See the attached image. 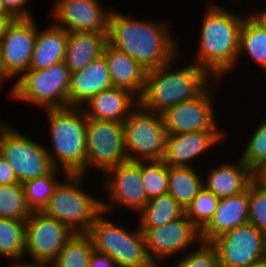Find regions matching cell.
<instances>
[{"label": "cell", "instance_id": "obj_1", "mask_svg": "<svg viewBox=\"0 0 266 267\" xmlns=\"http://www.w3.org/2000/svg\"><path fill=\"white\" fill-rule=\"evenodd\" d=\"M135 20L110 12L107 43L135 59L146 71L172 63L177 58L176 40L168 25Z\"/></svg>", "mask_w": 266, "mask_h": 267}, {"label": "cell", "instance_id": "obj_2", "mask_svg": "<svg viewBox=\"0 0 266 267\" xmlns=\"http://www.w3.org/2000/svg\"><path fill=\"white\" fill-rule=\"evenodd\" d=\"M201 28L197 65L219 80L230 71L239 56L240 29L245 17L208 4Z\"/></svg>", "mask_w": 266, "mask_h": 267}, {"label": "cell", "instance_id": "obj_3", "mask_svg": "<svg viewBox=\"0 0 266 267\" xmlns=\"http://www.w3.org/2000/svg\"><path fill=\"white\" fill-rule=\"evenodd\" d=\"M147 71L138 104L145 110L162 114L168 108L199 96L211 76L196 63L170 71L172 64ZM169 69V70H168Z\"/></svg>", "mask_w": 266, "mask_h": 267}, {"label": "cell", "instance_id": "obj_4", "mask_svg": "<svg viewBox=\"0 0 266 267\" xmlns=\"http://www.w3.org/2000/svg\"><path fill=\"white\" fill-rule=\"evenodd\" d=\"M47 117L50 123L53 153L45 148L52 166L56 169H60L61 166V171L66 174L84 175L87 116L83 107L47 109Z\"/></svg>", "mask_w": 266, "mask_h": 267}, {"label": "cell", "instance_id": "obj_5", "mask_svg": "<svg viewBox=\"0 0 266 267\" xmlns=\"http://www.w3.org/2000/svg\"><path fill=\"white\" fill-rule=\"evenodd\" d=\"M65 183L59 182L43 212L67 225L75 233H87L97 216L114 206L81 190L83 174H65Z\"/></svg>", "mask_w": 266, "mask_h": 267}, {"label": "cell", "instance_id": "obj_6", "mask_svg": "<svg viewBox=\"0 0 266 267\" xmlns=\"http://www.w3.org/2000/svg\"><path fill=\"white\" fill-rule=\"evenodd\" d=\"M103 213L86 233L94 251L110 257L119 267H157L148 257L143 232L139 228L129 232L109 222Z\"/></svg>", "mask_w": 266, "mask_h": 267}, {"label": "cell", "instance_id": "obj_7", "mask_svg": "<svg viewBox=\"0 0 266 267\" xmlns=\"http://www.w3.org/2000/svg\"><path fill=\"white\" fill-rule=\"evenodd\" d=\"M70 79L64 61L44 70H27L13 85L11 96L45 110L69 107Z\"/></svg>", "mask_w": 266, "mask_h": 267}, {"label": "cell", "instance_id": "obj_8", "mask_svg": "<svg viewBox=\"0 0 266 267\" xmlns=\"http://www.w3.org/2000/svg\"><path fill=\"white\" fill-rule=\"evenodd\" d=\"M123 129L128 160L163 159L167 132L162 114L145 110L138 104L123 122Z\"/></svg>", "mask_w": 266, "mask_h": 267}, {"label": "cell", "instance_id": "obj_9", "mask_svg": "<svg viewBox=\"0 0 266 267\" xmlns=\"http://www.w3.org/2000/svg\"><path fill=\"white\" fill-rule=\"evenodd\" d=\"M0 154L10 164L19 183L47 174L52 168L47 150L0 121Z\"/></svg>", "mask_w": 266, "mask_h": 267}, {"label": "cell", "instance_id": "obj_10", "mask_svg": "<svg viewBox=\"0 0 266 267\" xmlns=\"http://www.w3.org/2000/svg\"><path fill=\"white\" fill-rule=\"evenodd\" d=\"M127 160L123 123L87 118L86 171L106 172Z\"/></svg>", "mask_w": 266, "mask_h": 267}, {"label": "cell", "instance_id": "obj_11", "mask_svg": "<svg viewBox=\"0 0 266 267\" xmlns=\"http://www.w3.org/2000/svg\"><path fill=\"white\" fill-rule=\"evenodd\" d=\"M74 234L67 225L43 211L31 212L25 223L24 254L34 262L52 263Z\"/></svg>", "mask_w": 266, "mask_h": 267}, {"label": "cell", "instance_id": "obj_12", "mask_svg": "<svg viewBox=\"0 0 266 267\" xmlns=\"http://www.w3.org/2000/svg\"><path fill=\"white\" fill-rule=\"evenodd\" d=\"M211 243L217 250L219 267H247L264 259L265 235L249 222L222 233Z\"/></svg>", "mask_w": 266, "mask_h": 267}, {"label": "cell", "instance_id": "obj_13", "mask_svg": "<svg viewBox=\"0 0 266 267\" xmlns=\"http://www.w3.org/2000/svg\"><path fill=\"white\" fill-rule=\"evenodd\" d=\"M139 229L144 235L148 257L157 267L160 266L156 260H165L170 255L187 249L196 240L201 242L200 230L186 215L160 227Z\"/></svg>", "mask_w": 266, "mask_h": 267}, {"label": "cell", "instance_id": "obj_14", "mask_svg": "<svg viewBox=\"0 0 266 267\" xmlns=\"http://www.w3.org/2000/svg\"><path fill=\"white\" fill-rule=\"evenodd\" d=\"M37 37L32 18L14 19L0 36V57L11 78L29 70Z\"/></svg>", "mask_w": 266, "mask_h": 267}, {"label": "cell", "instance_id": "obj_15", "mask_svg": "<svg viewBox=\"0 0 266 267\" xmlns=\"http://www.w3.org/2000/svg\"><path fill=\"white\" fill-rule=\"evenodd\" d=\"M207 88L196 98L181 102L162 113L167 134L218 131L212 99Z\"/></svg>", "mask_w": 266, "mask_h": 267}, {"label": "cell", "instance_id": "obj_16", "mask_svg": "<svg viewBox=\"0 0 266 267\" xmlns=\"http://www.w3.org/2000/svg\"><path fill=\"white\" fill-rule=\"evenodd\" d=\"M56 1L52 15L55 16L56 21L62 22L61 25L55 23L58 27L67 32L108 33L110 11L107 13L98 0Z\"/></svg>", "mask_w": 266, "mask_h": 267}, {"label": "cell", "instance_id": "obj_17", "mask_svg": "<svg viewBox=\"0 0 266 267\" xmlns=\"http://www.w3.org/2000/svg\"><path fill=\"white\" fill-rule=\"evenodd\" d=\"M106 190L113 202H119L137 213L148 201L141 176V160H127L105 172ZM111 177V178H110Z\"/></svg>", "mask_w": 266, "mask_h": 267}, {"label": "cell", "instance_id": "obj_18", "mask_svg": "<svg viewBox=\"0 0 266 267\" xmlns=\"http://www.w3.org/2000/svg\"><path fill=\"white\" fill-rule=\"evenodd\" d=\"M219 131H197L167 134L163 162L167 166L189 167V161L200 156L222 139Z\"/></svg>", "mask_w": 266, "mask_h": 267}, {"label": "cell", "instance_id": "obj_19", "mask_svg": "<svg viewBox=\"0 0 266 267\" xmlns=\"http://www.w3.org/2000/svg\"><path fill=\"white\" fill-rule=\"evenodd\" d=\"M113 88L105 57L93 60L80 70L71 72L69 106L82 107L84 103L100 93Z\"/></svg>", "mask_w": 266, "mask_h": 267}, {"label": "cell", "instance_id": "obj_20", "mask_svg": "<svg viewBox=\"0 0 266 267\" xmlns=\"http://www.w3.org/2000/svg\"><path fill=\"white\" fill-rule=\"evenodd\" d=\"M249 187L240 194L220 198L210 222L200 231L201 241L211 242L222 233L248 223Z\"/></svg>", "mask_w": 266, "mask_h": 267}, {"label": "cell", "instance_id": "obj_21", "mask_svg": "<svg viewBox=\"0 0 266 267\" xmlns=\"http://www.w3.org/2000/svg\"><path fill=\"white\" fill-rule=\"evenodd\" d=\"M83 109L87 118L123 123L138 105V98L130 91L113 87L101 91ZM134 105V106H133Z\"/></svg>", "mask_w": 266, "mask_h": 267}, {"label": "cell", "instance_id": "obj_22", "mask_svg": "<svg viewBox=\"0 0 266 267\" xmlns=\"http://www.w3.org/2000/svg\"><path fill=\"white\" fill-rule=\"evenodd\" d=\"M103 56L108 65L113 87L126 89L139 98L143 92L147 71L131 56L108 43Z\"/></svg>", "mask_w": 266, "mask_h": 267}, {"label": "cell", "instance_id": "obj_23", "mask_svg": "<svg viewBox=\"0 0 266 267\" xmlns=\"http://www.w3.org/2000/svg\"><path fill=\"white\" fill-rule=\"evenodd\" d=\"M107 45V33L67 32L64 63L71 71L84 68L101 57Z\"/></svg>", "mask_w": 266, "mask_h": 267}, {"label": "cell", "instance_id": "obj_24", "mask_svg": "<svg viewBox=\"0 0 266 267\" xmlns=\"http://www.w3.org/2000/svg\"><path fill=\"white\" fill-rule=\"evenodd\" d=\"M252 182V171L239 159L236 164L224 163L211 169L204 187L223 198L242 193Z\"/></svg>", "mask_w": 266, "mask_h": 267}, {"label": "cell", "instance_id": "obj_25", "mask_svg": "<svg viewBox=\"0 0 266 267\" xmlns=\"http://www.w3.org/2000/svg\"><path fill=\"white\" fill-rule=\"evenodd\" d=\"M67 44V31L55 24L39 32L31 57L29 70H44L64 61Z\"/></svg>", "mask_w": 266, "mask_h": 267}, {"label": "cell", "instance_id": "obj_26", "mask_svg": "<svg viewBox=\"0 0 266 267\" xmlns=\"http://www.w3.org/2000/svg\"><path fill=\"white\" fill-rule=\"evenodd\" d=\"M204 183L190 166H168V194L185 210L203 189Z\"/></svg>", "mask_w": 266, "mask_h": 267}, {"label": "cell", "instance_id": "obj_27", "mask_svg": "<svg viewBox=\"0 0 266 267\" xmlns=\"http://www.w3.org/2000/svg\"><path fill=\"white\" fill-rule=\"evenodd\" d=\"M140 213L139 227H160L185 215V209L170 195L147 201Z\"/></svg>", "mask_w": 266, "mask_h": 267}, {"label": "cell", "instance_id": "obj_28", "mask_svg": "<svg viewBox=\"0 0 266 267\" xmlns=\"http://www.w3.org/2000/svg\"><path fill=\"white\" fill-rule=\"evenodd\" d=\"M93 252L91 238L86 233H75L52 263L55 267H89Z\"/></svg>", "mask_w": 266, "mask_h": 267}, {"label": "cell", "instance_id": "obj_29", "mask_svg": "<svg viewBox=\"0 0 266 267\" xmlns=\"http://www.w3.org/2000/svg\"><path fill=\"white\" fill-rule=\"evenodd\" d=\"M59 169L52 168L47 174L25 181L23 185L27 207L34 211H43L53 195L59 181L56 177Z\"/></svg>", "mask_w": 266, "mask_h": 267}, {"label": "cell", "instance_id": "obj_30", "mask_svg": "<svg viewBox=\"0 0 266 267\" xmlns=\"http://www.w3.org/2000/svg\"><path fill=\"white\" fill-rule=\"evenodd\" d=\"M244 52L266 69V30L250 16H246L240 29L239 55Z\"/></svg>", "mask_w": 266, "mask_h": 267}, {"label": "cell", "instance_id": "obj_31", "mask_svg": "<svg viewBox=\"0 0 266 267\" xmlns=\"http://www.w3.org/2000/svg\"><path fill=\"white\" fill-rule=\"evenodd\" d=\"M25 223L0 218V256L16 261L25 256Z\"/></svg>", "mask_w": 266, "mask_h": 267}, {"label": "cell", "instance_id": "obj_32", "mask_svg": "<svg viewBox=\"0 0 266 267\" xmlns=\"http://www.w3.org/2000/svg\"><path fill=\"white\" fill-rule=\"evenodd\" d=\"M31 215L27 207L23 185H0V218L26 221Z\"/></svg>", "mask_w": 266, "mask_h": 267}, {"label": "cell", "instance_id": "obj_33", "mask_svg": "<svg viewBox=\"0 0 266 267\" xmlns=\"http://www.w3.org/2000/svg\"><path fill=\"white\" fill-rule=\"evenodd\" d=\"M141 160V176L148 200L168 194V166L163 160Z\"/></svg>", "mask_w": 266, "mask_h": 267}, {"label": "cell", "instance_id": "obj_34", "mask_svg": "<svg viewBox=\"0 0 266 267\" xmlns=\"http://www.w3.org/2000/svg\"><path fill=\"white\" fill-rule=\"evenodd\" d=\"M219 201V197L203 187L186 208L185 215L201 231L214 216Z\"/></svg>", "mask_w": 266, "mask_h": 267}, {"label": "cell", "instance_id": "obj_35", "mask_svg": "<svg viewBox=\"0 0 266 267\" xmlns=\"http://www.w3.org/2000/svg\"><path fill=\"white\" fill-rule=\"evenodd\" d=\"M241 156L240 159L251 171L266 162V119L260 122Z\"/></svg>", "mask_w": 266, "mask_h": 267}, {"label": "cell", "instance_id": "obj_36", "mask_svg": "<svg viewBox=\"0 0 266 267\" xmlns=\"http://www.w3.org/2000/svg\"><path fill=\"white\" fill-rule=\"evenodd\" d=\"M248 222L266 235V190L253 182L249 185Z\"/></svg>", "mask_w": 266, "mask_h": 267}, {"label": "cell", "instance_id": "obj_37", "mask_svg": "<svg viewBox=\"0 0 266 267\" xmlns=\"http://www.w3.org/2000/svg\"><path fill=\"white\" fill-rule=\"evenodd\" d=\"M198 250L189 252L173 267H219L218 253L211 242L201 241ZM161 267V265H160Z\"/></svg>", "mask_w": 266, "mask_h": 267}, {"label": "cell", "instance_id": "obj_38", "mask_svg": "<svg viewBox=\"0 0 266 267\" xmlns=\"http://www.w3.org/2000/svg\"><path fill=\"white\" fill-rule=\"evenodd\" d=\"M3 10L8 12L14 19L32 18L30 11L25 9L28 0H2Z\"/></svg>", "mask_w": 266, "mask_h": 267}, {"label": "cell", "instance_id": "obj_39", "mask_svg": "<svg viewBox=\"0 0 266 267\" xmlns=\"http://www.w3.org/2000/svg\"><path fill=\"white\" fill-rule=\"evenodd\" d=\"M19 183L14 170L7 160L0 154V185Z\"/></svg>", "mask_w": 266, "mask_h": 267}, {"label": "cell", "instance_id": "obj_40", "mask_svg": "<svg viewBox=\"0 0 266 267\" xmlns=\"http://www.w3.org/2000/svg\"><path fill=\"white\" fill-rule=\"evenodd\" d=\"M89 267H119L110 257L93 252L90 258Z\"/></svg>", "mask_w": 266, "mask_h": 267}, {"label": "cell", "instance_id": "obj_41", "mask_svg": "<svg viewBox=\"0 0 266 267\" xmlns=\"http://www.w3.org/2000/svg\"><path fill=\"white\" fill-rule=\"evenodd\" d=\"M253 183L266 190V162L260 164L252 171Z\"/></svg>", "mask_w": 266, "mask_h": 267}, {"label": "cell", "instance_id": "obj_42", "mask_svg": "<svg viewBox=\"0 0 266 267\" xmlns=\"http://www.w3.org/2000/svg\"><path fill=\"white\" fill-rule=\"evenodd\" d=\"M13 21L14 18L8 12L0 10V36Z\"/></svg>", "mask_w": 266, "mask_h": 267}, {"label": "cell", "instance_id": "obj_43", "mask_svg": "<svg viewBox=\"0 0 266 267\" xmlns=\"http://www.w3.org/2000/svg\"><path fill=\"white\" fill-rule=\"evenodd\" d=\"M250 17L257 22L264 30H266V9L260 13L254 12L250 15Z\"/></svg>", "mask_w": 266, "mask_h": 267}, {"label": "cell", "instance_id": "obj_44", "mask_svg": "<svg viewBox=\"0 0 266 267\" xmlns=\"http://www.w3.org/2000/svg\"><path fill=\"white\" fill-rule=\"evenodd\" d=\"M50 265V266H49ZM55 267L53 263H44V262H31L30 264L29 263H20L18 262V265H14L13 264V267Z\"/></svg>", "mask_w": 266, "mask_h": 267}, {"label": "cell", "instance_id": "obj_45", "mask_svg": "<svg viewBox=\"0 0 266 267\" xmlns=\"http://www.w3.org/2000/svg\"><path fill=\"white\" fill-rule=\"evenodd\" d=\"M7 79H10V76H9V74L6 72V70H5V68H4V65H3V63H2V59H1V57H0V83L3 81H5V80H7Z\"/></svg>", "mask_w": 266, "mask_h": 267}, {"label": "cell", "instance_id": "obj_46", "mask_svg": "<svg viewBox=\"0 0 266 267\" xmlns=\"http://www.w3.org/2000/svg\"><path fill=\"white\" fill-rule=\"evenodd\" d=\"M247 267H266V259H262L258 262L252 263L251 265Z\"/></svg>", "mask_w": 266, "mask_h": 267}, {"label": "cell", "instance_id": "obj_47", "mask_svg": "<svg viewBox=\"0 0 266 267\" xmlns=\"http://www.w3.org/2000/svg\"><path fill=\"white\" fill-rule=\"evenodd\" d=\"M265 248H264V259H266V235H265Z\"/></svg>", "mask_w": 266, "mask_h": 267}, {"label": "cell", "instance_id": "obj_48", "mask_svg": "<svg viewBox=\"0 0 266 267\" xmlns=\"http://www.w3.org/2000/svg\"><path fill=\"white\" fill-rule=\"evenodd\" d=\"M0 10H3V1L0 0Z\"/></svg>", "mask_w": 266, "mask_h": 267}]
</instances>
